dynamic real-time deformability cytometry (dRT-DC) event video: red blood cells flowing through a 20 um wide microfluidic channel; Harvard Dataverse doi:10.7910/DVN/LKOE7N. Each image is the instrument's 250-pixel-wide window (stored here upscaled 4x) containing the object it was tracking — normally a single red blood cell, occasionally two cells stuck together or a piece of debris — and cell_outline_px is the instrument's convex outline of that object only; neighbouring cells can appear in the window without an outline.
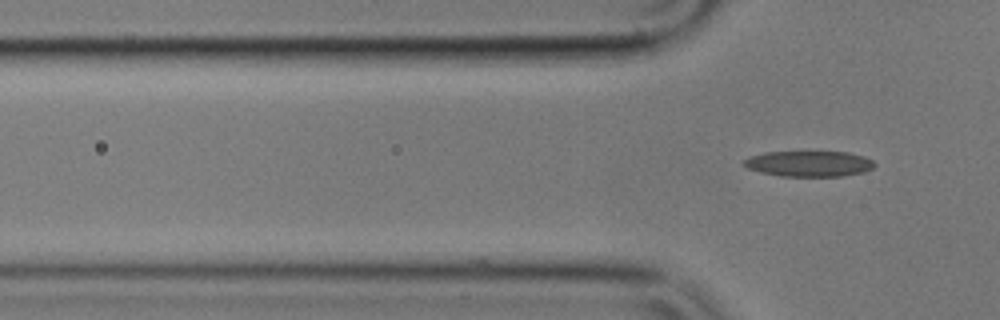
{"species": "common noctule bat (a hibernating species)", "species_latin": "Nyctalus noctula", "temperature_condition": "cold", "stored_images_in_passage": 2, "camera_frame_rate_fps": 3000, "um_per_image_px": 0.085, "animal": {"sex": "male", "body_mass_g": 17.9}, "frame": {"image": 1, "passage_image": 2, "time_ms": 0.333, "image_size_px": [1000, 320], "cell_outline_px": [[876, 164], [872, 168], [864, 172], [844, 176], [780, 176], [760, 172], [748, 168], [740, 164], [748, 156], [764, 152], [848, 152], [864, 156], [872, 160]], "centroid_in_image_um": [68.74, 13.91], "position_along_channel_um": 57.1, "area_um2": 19.71}}